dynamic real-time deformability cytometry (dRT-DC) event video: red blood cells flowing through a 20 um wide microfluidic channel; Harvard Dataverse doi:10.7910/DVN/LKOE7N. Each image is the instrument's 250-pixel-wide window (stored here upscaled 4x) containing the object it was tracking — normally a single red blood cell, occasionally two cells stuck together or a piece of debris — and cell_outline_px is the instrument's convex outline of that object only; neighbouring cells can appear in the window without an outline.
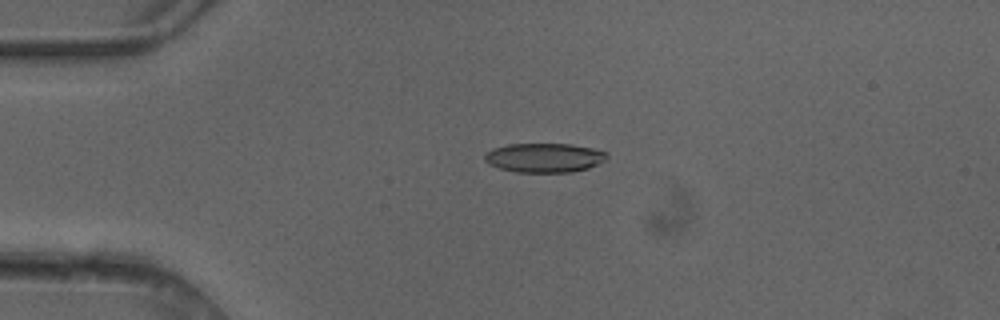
{"species": "common noctule bat (a hibernating species)", "species_latin": "Nyctalus noctula", "temperature_condition": "cold", "stored_images_in_passage": 4, "camera_frame_rate_fps": 3000, "um_per_image_px": 0.085, "animal": {"sex": "female"}, "frame": {"image": 1, "passage_image": 3, "time_ms": 0.667, "image_size_px": [1000, 320], "cell_outline_px": [[608, 156], [604, 160], [588, 168], [572, 172], [516, 172], [500, 168], [484, 160], [484, 156], [492, 148], [508, 144], [572, 144], [592, 148], [608, 152]], "centroid_in_image_um": [46.28, 13.4], "position_along_channel_um": 38.7, "area_um2": 20.69}}